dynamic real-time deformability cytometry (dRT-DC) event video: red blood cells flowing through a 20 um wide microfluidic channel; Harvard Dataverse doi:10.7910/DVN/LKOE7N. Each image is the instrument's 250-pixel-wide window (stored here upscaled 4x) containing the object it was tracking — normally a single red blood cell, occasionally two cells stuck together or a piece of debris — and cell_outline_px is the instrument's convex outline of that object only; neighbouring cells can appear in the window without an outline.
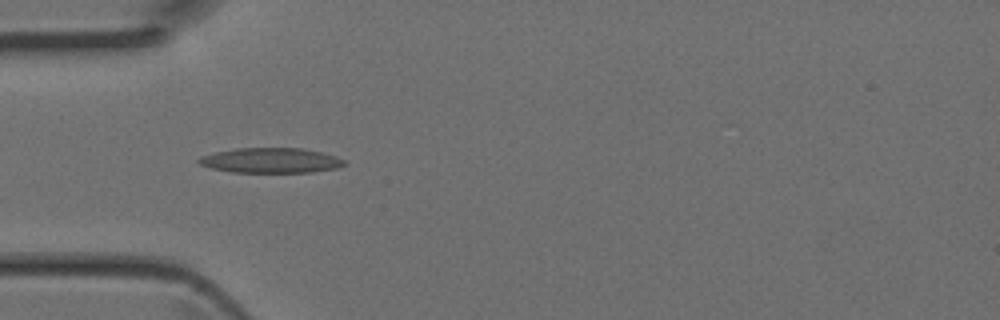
{"species": "Egyptian fruit bat (a non-hibernating species)", "species_latin": "Rousettus aegyptiacus", "temperature_condition": "room temperature", "stored_images_in_passage": 12, "camera_frame_rate_fps": 3000, "um_per_image_px": 0.085, "animal": {"sex": "female"}, "frame": {"image": 1, "passage_image": 4, "time_ms": 1.0, "image_size_px": [1000, 320], "cell_outline_px": [[344, 164], [336, 168], [312, 172], [232, 172], [212, 168], [200, 164], [196, 160], [200, 156], [216, 152], [236, 148], [300, 148], [320, 152], [336, 156], [344, 160]], "centroid_in_image_um": [22.99, 13.63], "position_along_channel_um": 62.0, "area_um2": 21.04}}
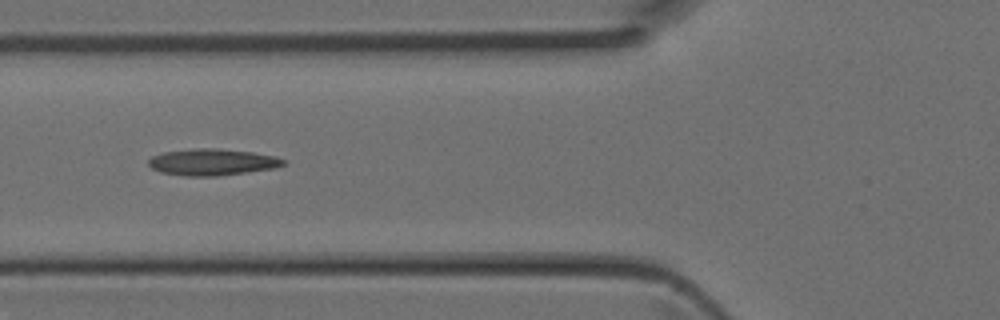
{"frame": {"image": 2, "passage_image": 7, "time_ms": 2.0, "image_size_px": [1000, 320], "cell_outline_px": [[284, 164], [272, 168], [216, 176], [184, 176], [160, 172], [152, 168], [148, 164], [148, 160], [152, 156], [164, 152], [196, 148], [212, 148], [252, 152], [276, 156], [284, 160]], "centroid_in_image_um": [17.99, 13.77], "position_along_channel_um": 107.8, "area_um2": 20.58}}
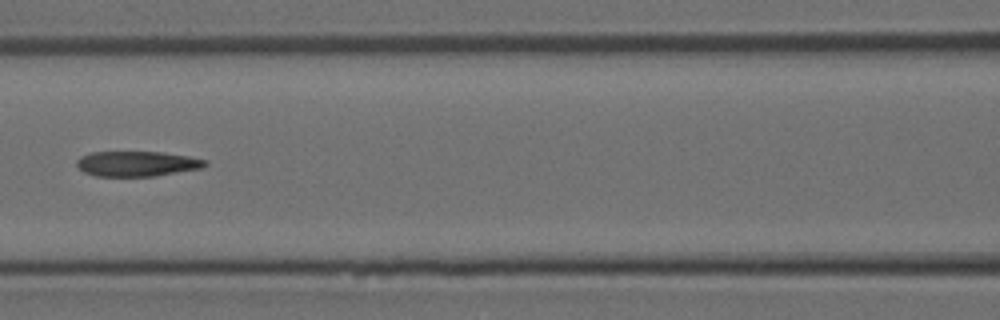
{"frame": {"image": 3, "passage_image": 10, "time_ms": 3.0, "image_size_px": [1000, 320], "cell_outline_px": [[208, 164], [200, 168], [152, 176], [96, 176], [84, 172], [76, 164], [76, 160], [80, 156], [92, 152], [164, 152], [188, 156], [208, 160]], "centroid_in_image_um": [11.63, 13.91], "position_along_channel_um": 155.0, "area_um2": 18.73}}